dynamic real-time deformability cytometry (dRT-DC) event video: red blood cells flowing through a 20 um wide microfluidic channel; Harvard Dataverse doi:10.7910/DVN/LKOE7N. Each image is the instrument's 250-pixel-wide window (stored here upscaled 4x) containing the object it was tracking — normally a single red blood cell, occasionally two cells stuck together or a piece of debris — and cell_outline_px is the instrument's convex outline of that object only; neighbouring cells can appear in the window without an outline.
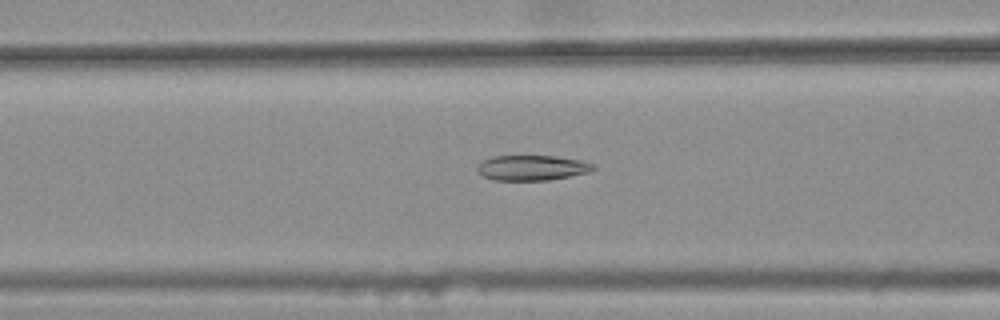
{"species": "common noctule bat (a hibernating species)", "species_latin": "Nyctalus noctula", "temperature_condition": "warm", "stored_images_in_passage": 35, "camera_frame_rate_fps": 3000, "um_per_image_px": 0.085, "animal": {"sex": "female", "body_mass_g": 25.1}, "frame": {"image": 1, "passage_image": 10, "time_ms": 3.0, "image_size_px": [1000, 320], "cell_outline_px": [[596, 168], [588, 172], [548, 180], [492, 180], [476, 172], [476, 164], [492, 156], [556, 156], [584, 160], [596, 164]], "centroid_in_image_um": [45.21, 14.25], "position_along_channel_um": 121.4, "area_um2": 17.22}}
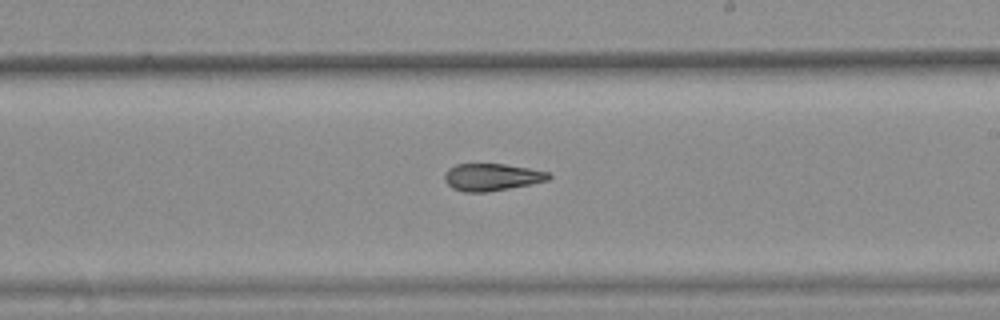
{"frame": {"image": 2, "passage_image": 20, "time_ms": 6.333, "image_size_px": [1000, 320], "cell_outline_px": [[552, 176], [548, 180], [488, 192], [464, 192], [452, 188], [444, 180], [444, 172], [448, 168], [456, 164], [504, 164], [528, 168], [548, 172]], "centroid_in_image_um": [41.75, 15.05], "position_along_channel_um": 247.3, "area_um2": 16.42}}
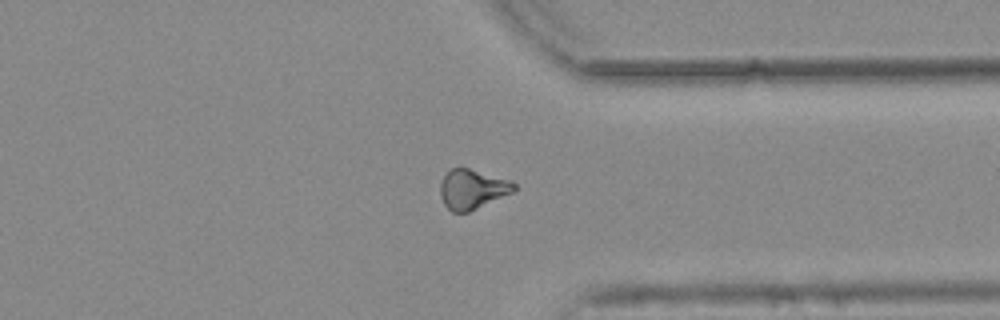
{"frame": {"image": 3, "passage_image": 30, "time_ms": 9.667, "image_size_px": [1000, 320], "cell_outline_px": [[516, 188], [512, 192], [468, 212], [452, 212], [444, 204], [440, 196], [440, 184], [444, 176], [452, 168], [468, 168], [512, 180], [516, 184]], "centroid_in_image_um": [40.15, 16.07], "position_along_channel_um": 371.3, "area_um2": 16.88}, "authors_computed_cell_mechanics": {"area_um2": 17.1088, "velocity_mm_per_s": 3.7818, "shape_relaxation_time_tau1_ms": null, "shape_relaxation_time_tau2_ms": 4.033, "deformation_change_tau1": null, "deformation_change_tau2": 0.118}}